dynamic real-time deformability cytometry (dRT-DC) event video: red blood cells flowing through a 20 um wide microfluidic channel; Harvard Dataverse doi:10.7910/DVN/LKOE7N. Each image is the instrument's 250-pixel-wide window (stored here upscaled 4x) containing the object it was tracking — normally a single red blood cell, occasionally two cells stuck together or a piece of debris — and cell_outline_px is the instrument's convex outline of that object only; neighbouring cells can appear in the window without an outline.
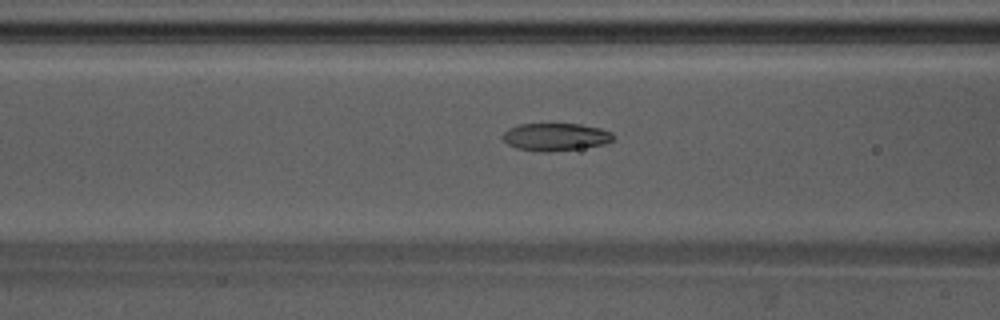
{"species": "Egyptian fruit bat (a non-hibernating species)", "species_latin": "Rousettus aegyptiacus", "temperature_condition": "warm", "stored_images_in_passage": 47, "camera_frame_rate_fps": 3000, "um_per_image_px": 0.085, "animal": {"sex": "male"}, "frame": {"image": 1, "passage_image": 14, "time_ms": 4.333, "image_size_px": [1000, 320], "cell_outline_px": [[612, 140], [604, 144], [580, 148], [548, 152], [516, 148], [508, 144], [500, 136], [508, 128], [520, 124], [580, 124], [600, 128], [612, 132]], "centroid_in_image_um": [47.19, 11.63], "position_along_channel_um": 119.4, "area_um2": 17.63}}
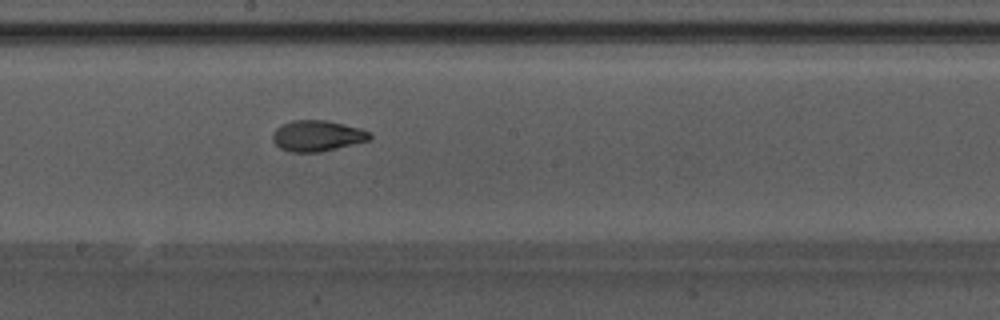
{"frame": {"image": 2, "passage_image": 22, "time_ms": 7.0, "image_size_px": [1000, 320], "cell_outline_px": [[372, 136], [368, 140], [320, 152], [292, 152], [280, 148], [272, 140], [272, 132], [276, 128], [292, 120], [328, 120], [360, 128], [372, 132]], "centroid_in_image_um": [26.96, 11.53], "position_along_channel_um": 221.2, "area_um2": 17.46}}
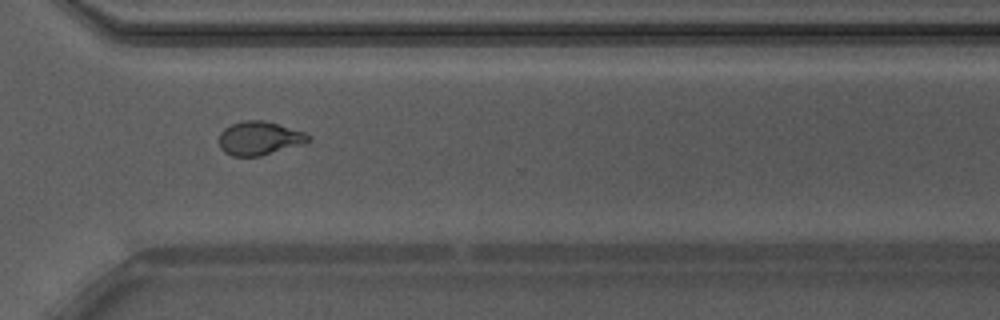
{"frame": {"image": 3, "passage_image": 32, "time_ms": 10.333, "image_size_px": [1000, 320], "cell_outline_px": [[308, 140], [300, 144], [260, 156], [232, 156], [224, 152], [220, 148], [220, 132], [224, 128], [232, 124], [244, 120], [264, 120], [304, 132], [308, 136]], "centroid_in_image_um": [21.97, 11.74], "position_along_channel_um": 348.6, "area_um2": 17.11}, "authors_computed_cell_mechanics": {"area_um2": 17.629, "velocity_mm_per_s": 3.815, "shape_relaxation_time_tau1_ms": 5.2633, "shape_relaxation_time_tau2_ms": 2.0854, "deformation_change_tau1": 0.1767, "deformation_change_tau2": 0.0781}}